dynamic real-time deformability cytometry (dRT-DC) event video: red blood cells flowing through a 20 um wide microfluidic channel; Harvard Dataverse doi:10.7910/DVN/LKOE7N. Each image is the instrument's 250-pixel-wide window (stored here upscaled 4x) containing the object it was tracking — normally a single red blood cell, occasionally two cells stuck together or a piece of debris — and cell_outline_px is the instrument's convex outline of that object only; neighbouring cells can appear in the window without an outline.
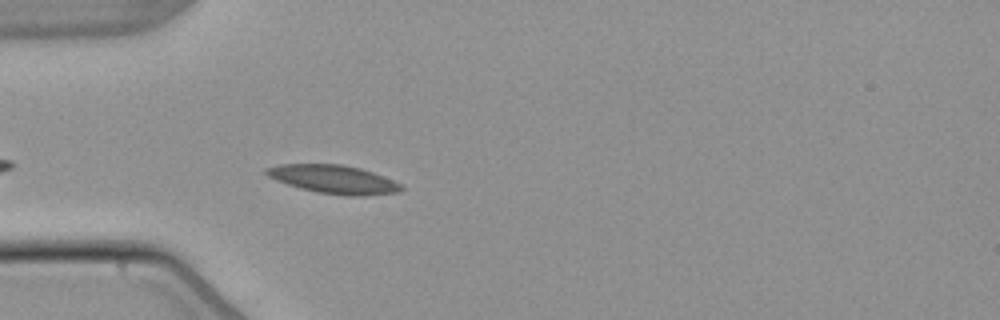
{"species": "common noctule bat (a hibernating species)", "species_latin": "Nyctalus noctula", "temperature_condition": "warm", "stored_images_in_passage": 11, "camera_frame_rate_fps": 3000, "um_per_image_px": 0.085, "animal": {"sex": "male", "body_mass_g": 21.5, "forearm_length_mm": 52.0}, "frame": {"image": 1, "passage_image": 4, "time_ms": 1.0, "image_size_px": [1000, 320], "cell_outline_px": [[404, 188], [400, 192], [364, 196], [344, 196], [316, 192], [300, 188], [276, 180], [268, 176], [264, 172], [264, 168], [280, 164], [340, 164], [360, 168], [372, 172], [392, 180], [400, 184]], "centroid_in_image_um": [28.34, 15.25], "position_along_channel_um": 56.7, "area_um2": 22.37}}
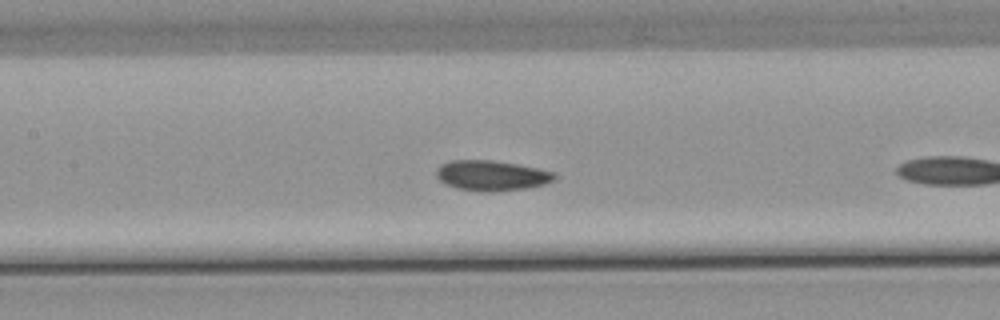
{"frame": {"image": 2, "passage_image": 10, "time_ms": 3.0, "image_size_px": [1000, 320], "cell_outline_px": [[556, 176], [552, 180], [544, 184], [528, 188], [492, 192], [488, 192], [456, 188], [444, 184], [436, 176], [436, 168], [440, 164], [452, 160], [492, 160], [516, 164], [556, 172]], "centroid_in_image_um": [41.75, 14.92], "position_along_channel_um": 165.7, "area_um2": 20.87}}